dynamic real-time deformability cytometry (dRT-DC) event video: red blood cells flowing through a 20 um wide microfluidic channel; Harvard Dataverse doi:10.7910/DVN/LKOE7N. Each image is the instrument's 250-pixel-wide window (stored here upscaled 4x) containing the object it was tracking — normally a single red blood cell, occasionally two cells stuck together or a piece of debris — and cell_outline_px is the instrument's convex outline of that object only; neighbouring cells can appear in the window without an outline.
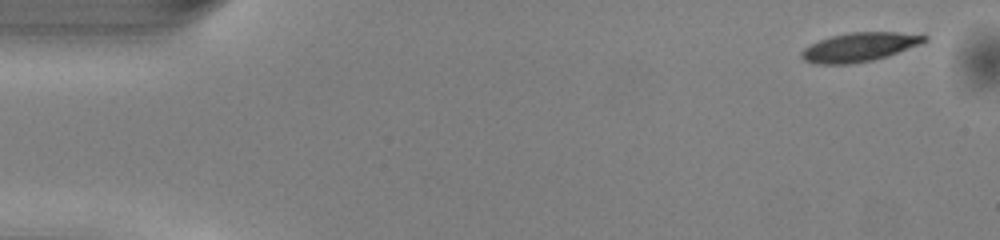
{"species": "common noctule bat (a hibernating species)", "species_latin": "Nyctalus noctula", "temperature_condition": "warm", "stored_images_in_passage": 49, "camera_frame_rate_fps": 3000, "um_per_image_px": 0.085, "animal": {"sex": "male", "body_mass_g": 13.0, "forearm_length_mm": 53.1}, "frame": {"image": 1, "passage_image": 1, "time_ms": 0.0, "image_size_px": [1000, 240], "cell_outline_px": [[928, 40], [920, 44], [888, 56], [872, 60], [848, 64], [816, 64], [804, 60], [800, 56], [800, 52], [804, 48], [820, 40], [832, 36], [848, 32], [896, 32], [928, 36]], "centroid_in_image_um": [73.04, 4.0], "position_along_channel_um": 12.0, "area_um2": 20.58}}
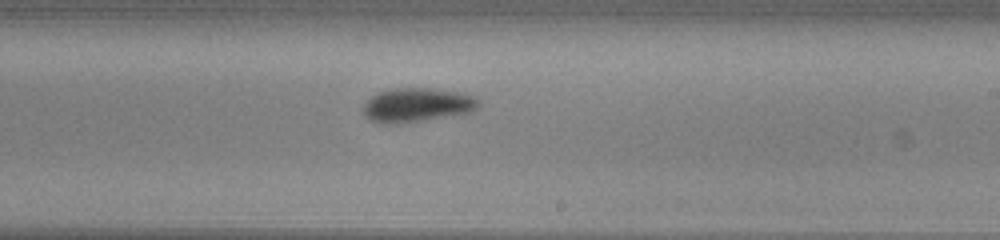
{"frame": {"image": 2, "passage_image": 28, "time_ms": 9.0, "image_size_px": [1000, 240], "cell_outline_px": [[480, 104], [472, 112], [420, 120], [392, 124], [384, 124], [368, 120], [364, 116], [364, 104], [372, 96], [380, 92], [392, 88], [432, 88], [464, 92], [476, 96], [480, 100]], "centroid_in_image_um": [35.48, 8.91], "position_along_channel_um": 253.5, "area_um2": 22.95}}
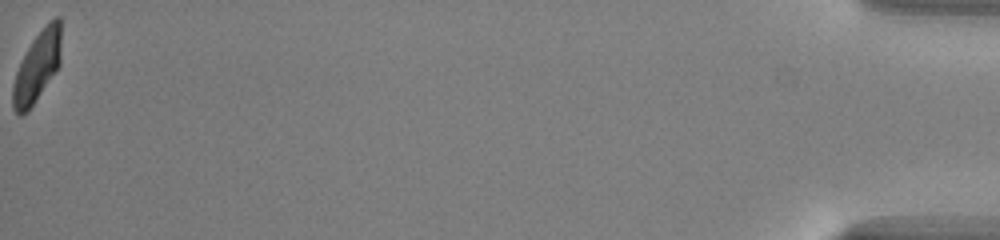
{"frame": {"image": 3, "passage_image": 49, "time_ms": 16.0, "image_size_px": [1000, 240], "cell_outline_px": [[60, 64], [32, 104], [20, 116], [12, 108], [12, 84], [20, 60], [32, 40], [56, 16], [60, 16]], "centroid_in_image_um": [3.12, 5.66], "position_along_channel_um": 432.1, "area_um2": 19.19}, "authors_computed_cell_mechanics": {"area_um2": 21.675, "velocity_mm_per_s": 4.0661, "shape_relaxation_time_tau1_ms": 3.025, "shape_relaxation_time_tau2_ms": 1.9944, "deformation_change_tau1": 0.1272, "deformation_change_tau2": 0.0661}}